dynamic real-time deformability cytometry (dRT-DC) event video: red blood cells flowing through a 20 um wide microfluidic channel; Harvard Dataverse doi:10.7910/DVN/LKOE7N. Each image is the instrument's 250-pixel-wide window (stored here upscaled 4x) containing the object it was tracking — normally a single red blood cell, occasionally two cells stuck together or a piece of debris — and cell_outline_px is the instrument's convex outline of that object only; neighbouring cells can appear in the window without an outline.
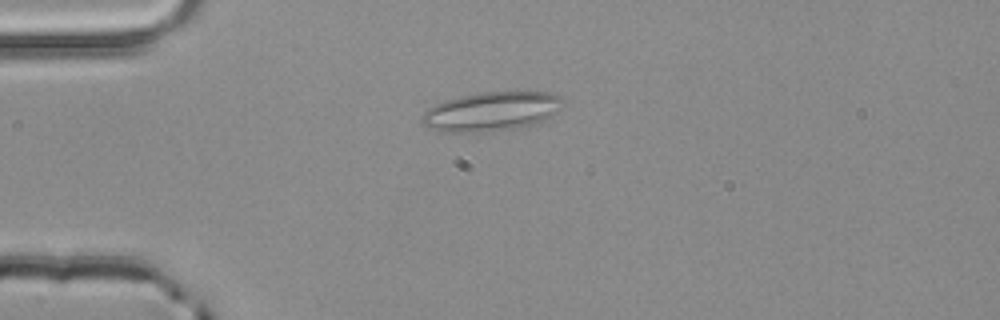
{"species": "common noctule bat (a hibernating species)", "species_latin": "Nyctalus noctula", "temperature_condition": "room temperature", "stored_images_in_passage": 3, "camera_frame_rate_fps": 3000, "um_per_image_px": 0.085, "animal": {"sex": "male", "body_mass_g": 20.4}, "frame": {"image": 1, "passage_image": 3, "time_ms": 0.667, "image_size_px": [1000, 320], "cell_outline_px": [[564, 104], [552, 116], [540, 124], [516, 128], [484, 132], [440, 132], [428, 128], [420, 120], [420, 116], [428, 108], [444, 100], [460, 96], [480, 92], [548, 92], [560, 96]], "centroid_in_image_um": [41.77, 9.49], "position_along_channel_um": 43.2, "area_um2": 32.6}}